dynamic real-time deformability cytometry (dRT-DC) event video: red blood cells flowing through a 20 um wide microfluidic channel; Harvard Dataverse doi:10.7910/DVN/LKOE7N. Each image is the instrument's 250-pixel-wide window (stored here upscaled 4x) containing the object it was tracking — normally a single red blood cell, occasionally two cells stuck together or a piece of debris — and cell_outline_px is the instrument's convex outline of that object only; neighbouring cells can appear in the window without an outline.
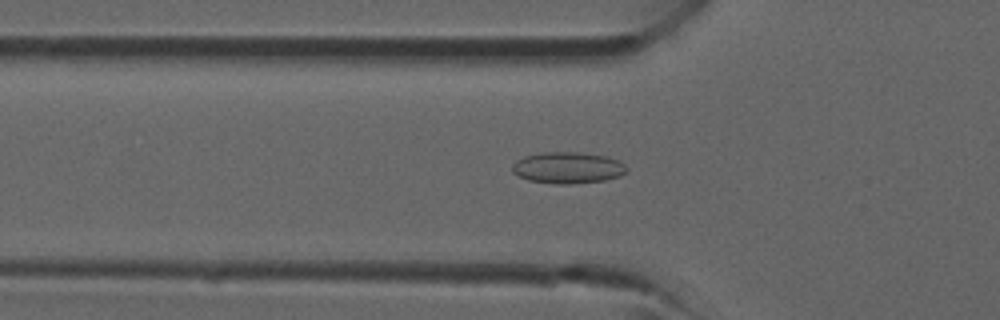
{"species": "common noctule bat (a hibernating species)", "species_latin": "Nyctalus noctula", "temperature_condition": "room temperature", "stored_images_in_passage": 40, "camera_frame_rate_fps": 3000, "um_per_image_px": 0.085, "animal": {"sex": "male", "forearm_length_mm": 52.5}, "frame": {"image": 1, "passage_image": 13, "time_ms": 4.0, "image_size_px": [1000, 320], "cell_outline_px": [[628, 172], [620, 176], [604, 180], [572, 184], [552, 184], [528, 180], [512, 172], [512, 164], [516, 160], [524, 156], [540, 152], [576, 152], [608, 156], [620, 160], [628, 168]], "centroid_in_image_um": [48.28, 14.25], "position_along_channel_um": 77.5, "area_um2": 21.27}}
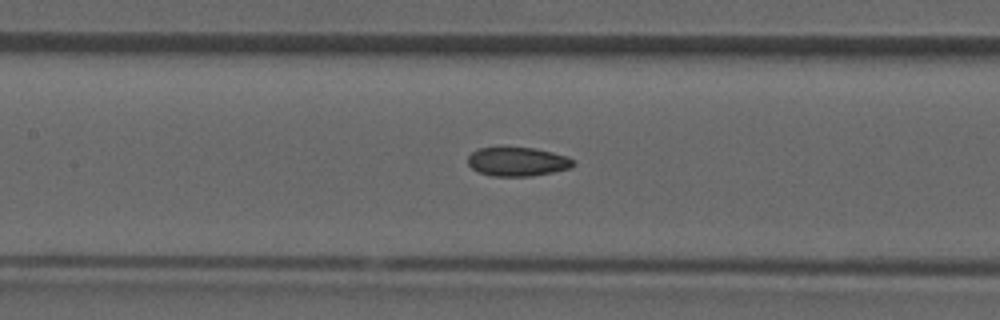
{"frame": {"image": 2, "passage_image": 18, "time_ms": 5.667, "image_size_px": [1000, 320], "cell_outline_px": [[576, 164], [572, 168], [532, 176], [492, 176], [480, 172], [472, 168], [468, 164], [468, 156], [472, 152], [480, 148], [536, 148], [568, 156], [576, 160]], "centroid_in_image_um": [44.05, 13.74], "position_along_channel_um": 163.3, "area_um2": 17.8}}
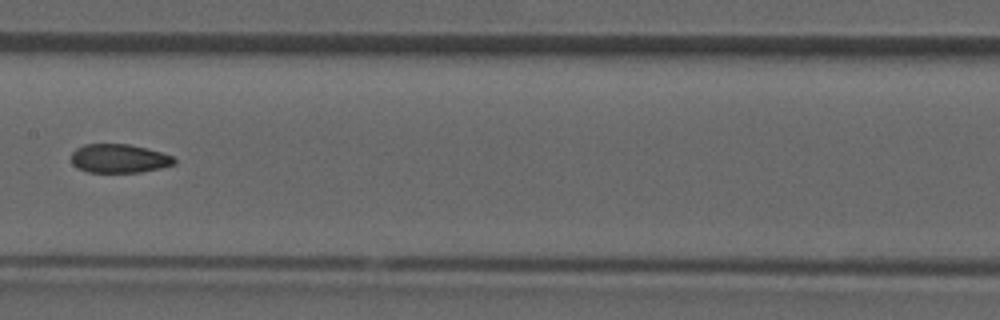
{"frame": {"image": 3, "passage_image": 20, "time_ms": 6.333, "image_size_px": [1000, 320], "cell_outline_px": [[176, 164], [160, 168], [140, 172], [88, 172], [72, 164], [72, 152], [76, 148], [84, 144], [128, 144], [148, 148], [172, 156], [176, 160]], "centroid_in_image_um": [10.13, 13.46], "position_along_channel_um": 197.3, "area_um2": 17.22}}